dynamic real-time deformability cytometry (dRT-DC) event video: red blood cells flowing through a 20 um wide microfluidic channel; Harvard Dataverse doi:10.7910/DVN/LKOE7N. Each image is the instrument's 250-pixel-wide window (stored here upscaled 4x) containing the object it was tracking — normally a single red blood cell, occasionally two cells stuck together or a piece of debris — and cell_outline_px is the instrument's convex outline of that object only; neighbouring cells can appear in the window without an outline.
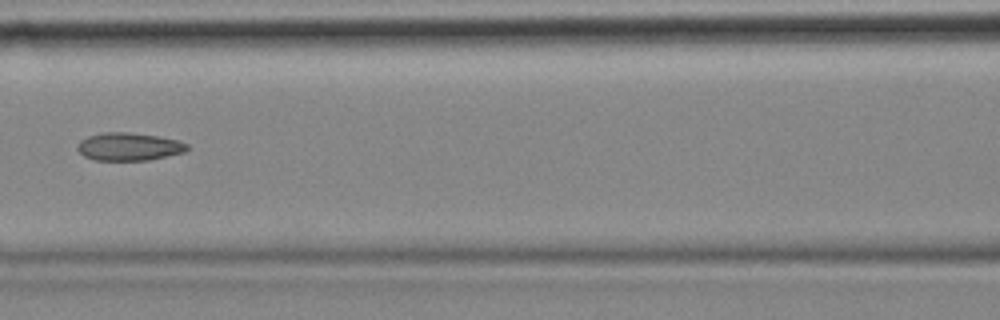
{"species": "common noctule bat (a hibernating species)", "species_latin": "Nyctalus noctula", "temperature_condition": "cold", "stored_images_in_passage": 8, "camera_frame_rate_fps": 3000, "um_per_image_px": 0.085, "animal": {"sex": "female", "body_mass_g": 18.4}, "frame": {"image": 1, "passage_image": 5, "time_ms": 1.333, "image_size_px": [1000, 320], "cell_outline_px": [[188, 148], [184, 152], [148, 160], [92, 160], [84, 156], [76, 148], [76, 144], [80, 140], [88, 136], [104, 132], [128, 132], [156, 136], [176, 140], [188, 144]], "centroid_in_image_um": [10.9, 12.46], "position_along_channel_um": 155.7, "area_um2": 17.74}}